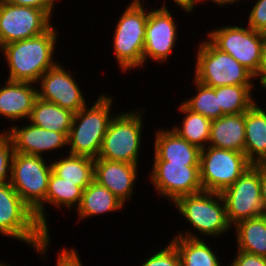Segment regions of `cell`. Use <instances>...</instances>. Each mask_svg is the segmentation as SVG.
<instances>
[{"label":"cell","instance_id":"obj_1","mask_svg":"<svg viewBox=\"0 0 266 266\" xmlns=\"http://www.w3.org/2000/svg\"><path fill=\"white\" fill-rule=\"evenodd\" d=\"M58 29L53 25L47 32L34 38L6 44L0 48L7 63V80L37 84L40 77L55 66ZM56 46V47H55Z\"/></svg>","mask_w":266,"mask_h":266},{"label":"cell","instance_id":"obj_2","mask_svg":"<svg viewBox=\"0 0 266 266\" xmlns=\"http://www.w3.org/2000/svg\"><path fill=\"white\" fill-rule=\"evenodd\" d=\"M26 243L36 254L48 253L50 235L37 221L34 211L21 199L10 182L0 184V236Z\"/></svg>","mask_w":266,"mask_h":266},{"label":"cell","instance_id":"obj_3","mask_svg":"<svg viewBox=\"0 0 266 266\" xmlns=\"http://www.w3.org/2000/svg\"><path fill=\"white\" fill-rule=\"evenodd\" d=\"M109 95L103 92L91 107L87 104L74 113L68 135L67 154L98 158L109 123L115 116L111 108L114 97Z\"/></svg>","mask_w":266,"mask_h":266},{"label":"cell","instance_id":"obj_4","mask_svg":"<svg viewBox=\"0 0 266 266\" xmlns=\"http://www.w3.org/2000/svg\"><path fill=\"white\" fill-rule=\"evenodd\" d=\"M144 6L143 1H131L113 30L114 56L123 73L143 67V49L148 20V8Z\"/></svg>","mask_w":266,"mask_h":266},{"label":"cell","instance_id":"obj_5","mask_svg":"<svg viewBox=\"0 0 266 266\" xmlns=\"http://www.w3.org/2000/svg\"><path fill=\"white\" fill-rule=\"evenodd\" d=\"M144 111L142 108L115 114L103 138L98 158L134 165L141 163L139 161L143 141V114L146 113Z\"/></svg>","mask_w":266,"mask_h":266},{"label":"cell","instance_id":"obj_6","mask_svg":"<svg viewBox=\"0 0 266 266\" xmlns=\"http://www.w3.org/2000/svg\"><path fill=\"white\" fill-rule=\"evenodd\" d=\"M194 79L209 87L254 85L256 77L208 38L198 43Z\"/></svg>","mask_w":266,"mask_h":266},{"label":"cell","instance_id":"obj_7","mask_svg":"<svg viewBox=\"0 0 266 266\" xmlns=\"http://www.w3.org/2000/svg\"><path fill=\"white\" fill-rule=\"evenodd\" d=\"M180 216L205 237H222L233 229L220 193L201 191L178 198L174 203ZM230 229V230H229Z\"/></svg>","mask_w":266,"mask_h":266},{"label":"cell","instance_id":"obj_8","mask_svg":"<svg viewBox=\"0 0 266 266\" xmlns=\"http://www.w3.org/2000/svg\"><path fill=\"white\" fill-rule=\"evenodd\" d=\"M207 34V38L218 49L230 54L256 78L259 76L263 61L265 33L254 31L248 26L230 24L209 30Z\"/></svg>","mask_w":266,"mask_h":266},{"label":"cell","instance_id":"obj_9","mask_svg":"<svg viewBox=\"0 0 266 266\" xmlns=\"http://www.w3.org/2000/svg\"><path fill=\"white\" fill-rule=\"evenodd\" d=\"M252 164L245 153L207 146L200 151L199 171L203 191L221 193Z\"/></svg>","mask_w":266,"mask_h":266},{"label":"cell","instance_id":"obj_10","mask_svg":"<svg viewBox=\"0 0 266 266\" xmlns=\"http://www.w3.org/2000/svg\"><path fill=\"white\" fill-rule=\"evenodd\" d=\"M51 173V162L45 161V157L15 152L10 184L21 199L35 211L45 201Z\"/></svg>","mask_w":266,"mask_h":266},{"label":"cell","instance_id":"obj_11","mask_svg":"<svg viewBox=\"0 0 266 266\" xmlns=\"http://www.w3.org/2000/svg\"><path fill=\"white\" fill-rule=\"evenodd\" d=\"M220 194L232 227L243 220L264 215L265 209L260 193V165L250 166Z\"/></svg>","mask_w":266,"mask_h":266},{"label":"cell","instance_id":"obj_12","mask_svg":"<svg viewBox=\"0 0 266 266\" xmlns=\"http://www.w3.org/2000/svg\"><path fill=\"white\" fill-rule=\"evenodd\" d=\"M52 21L44 10L3 0L0 3V48L44 34L53 26Z\"/></svg>","mask_w":266,"mask_h":266},{"label":"cell","instance_id":"obj_13","mask_svg":"<svg viewBox=\"0 0 266 266\" xmlns=\"http://www.w3.org/2000/svg\"><path fill=\"white\" fill-rule=\"evenodd\" d=\"M149 179L156 193L165 197L164 200H170V203L180 197L203 191L199 166L153 161Z\"/></svg>","mask_w":266,"mask_h":266},{"label":"cell","instance_id":"obj_14","mask_svg":"<svg viewBox=\"0 0 266 266\" xmlns=\"http://www.w3.org/2000/svg\"><path fill=\"white\" fill-rule=\"evenodd\" d=\"M154 9V10H153ZM178 26L171 10L167 8L166 1L160 8L148 9V20L145 31V44L143 49V66L148 61L167 64L170 55L176 47L178 40Z\"/></svg>","mask_w":266,"mask_h":266},{"label":"cell","instance_id":"obj_15","mask_svg":"<svg viewBox=\"0 0 266 266\" xmlns=\"http://www.w3.org/2000/svg\"><path fill=\"white\" fill-rule=\"evenodd\" d=\"M70 71L59 62L46 71L37 83L40 85V88H37L38 98L77 113L87 105V102L83 90L75 81L74 73Z\"/></svg>","mask_w":266,"mask_h":266},{"label":"cell","instance_id":"obj_16","mask_svg":"<svg viewBox=\"0 0 266 266\" xmlns=\"http://www.w3.org/2000/svg\"><path fill=\"white\" fill-rule=\"evenodd\" d=\"M3 130L12 141L16 153L41 156L51 151L61 150L68 146V136L65 133L49 131L31 122L26 125H13Z\"/></svg>","mask_w":266,"mask_h":266},{"label":"cell","instance_id":"obj_17","mask_svg":"<svg viewBox=\"0 0 266 266\" xmlns=\"http://www.w3.org/2000/svg\"><path fill=\"white\" fill-rule=\"evenodd\" d=\"M139 165L125 162L94 159V181L106 187L124 204L134 193L139 176Z\"/></svg>","mask_w":266,"mask_h":266},{"label":"cell","instance_id":"obj_18","mask_svg":"<svg viewBox=\"0 0 266 266\" xmlns=\"http://www.w3.org/2000/svg\"><path fill=\"white\" fill-rule=\"evenodd\" d=\"M2 86L0 85V117L10 122H21L24 119L28 122L38 98L37 85L7 80Z\"/></svg>","mask_w":266,"mask_h":266},{"label":"cell","instance_id":"obj_19","mask_svg":"<svg viewBox=\"0 0 266 266\" xmlns=\"http://www.w3.org/2000/svg\"><path fill=\"white\" fill-rule=\"evenodd\" d=\"M154 134L153 161L199 166L201 149L181 138L171 127L157 129Z\"/></svg>","mask_w":266,"mask_h":266},{"label":"cell","instance_id":"obj_20","mask_svg":"<svg viewBox=\"0 0 266 266\" xmlns=\"http://www.w3.org/2000/svg\"><path fill=\"white\" fill-rule=\"evenodd\" d=\"M82 192L83 190L75 185V183H69L52 172L49 178L45 201L34 211L39 224L50 234L49 224L47 223L48 219L46 220L48 218V212H46L45 208L46 203L58 210L65 207L71 211L74 207L75 209L79 207Z\"/></svg>","mask_w":266,"mask_h":266},{"label":"cell","instance_id":"obj_21","mask_svg":"<svg viewBox=\"0 0 266 266\" xmlns=\"http://www.w3.org/2000/svg\"><path fill=\"white\" fill-rule=\"evenodd\" d=\"M178 232L170 242L178 251L181 266H222L217 252L199 234L192 230Z\"/></svg>","mask_w":266,"mask_h":266},{"label":"cell","instance_id":"obj_22","mask_svg":"<svg viewBox=\"0 0 266 266\" xmlns=\"http://www.w3.org/2000/svg\"><path fill=\"white\" fill-rule=\"evenodd\" d=\"M245 155L252 165H266V108L257 102L245 112Z\"/></svg>","mask_w":266,"mask_h":266},{"label":"cell","instance_id":"obj_23","mask_svg":"<svg viewBox=\"0 0 266 266\" xmlns=\"http://www.w3.org/2000/svg\"><path fill=\"white\" fill-rule=\"evenodd\" d=\"M208 145L245 153V113L213 119Z\"/></svg>","mask_w":266,"mask_h":266},{"label":"cell","instance_id":"obj_24","mask_svg":"<svg viewBox=\"0 0 266 266\" xmlns=\"http://www.w3.org/2000/svg\"><path fill=\"white\" fill-rule=\"evenodd\" d=\"M125 207L106 187L92 181L82 192V199L79 207L75 210L79 220L88 219L94 216H101L109 212H117Z\"/></svg>","mask_w":266,"mask_h":266},{"label":"cell","instance_id":"obj_25","mask_svg":"<svg viewBox=\"0 0 266 266\" xmlns=\"http://www.w3.org/2000/svg\"><path fill=\"white\" fill-rule=\"evenodd\" d=\"M73 116L72 111L37 98L28 121L46 130L65 133L68 136Z\"/></svg>","mask_w":266,"mask_h":266},{"label":"cell","instance_id":"obj_26","mask_svg":"<svg viewBox=\"0 0 266 266\" xmlns=\"http://www.w3.org/2000/svg\"><path fill=\"white\" fill-rule=\"evenodd\" d=\"M62 157V158H61ZM52 172L84 190L94 180V159L68 154L51 160Z\"/></svg>","mask_w":266,"mask_h":266},{"label":"cell","instance_id":"obj_27","mask_svg":"<svg viewBox=\"0 0 266 266\" xmlns=\"http://www.w3.org/2000/svg\"><path fill=\"white\" fill-rule=\"evenodd\" d=\"M237 250L266 257V214L233 226Z\"/></svg>","mask_w":266,"mask_h":266},{"label":"cell","instance_id":"obj_28","mask_svg":"<svg viewBox=\"0 0 266 266\" xmlns=\"http://www.w3.org/2000/svg\"><path fill=\"white\" fill-rule=\"evenodd\" d=\"M179 112L183 113L181 124L172 126L181 138L197 146L199 149L206 148L210 140L211 119L201 114L192 112L183 103L179 106Z\"/></svg>","mask_w":266,"mask_h":266},{"label":"cell","instance_id":"obj_29","mask_svg":"<svg viewBox=\"0 0 266 266\" xmlns=\"http://www.w3.org/2000/svg\"><path fill=\"white\" fill-rule=\"evenodd\" d=\"M255 85H226L215 87L219 106L225 114L245 113L257 100L253 97Z\"/></svg>","mask_w":266,"mask_h":266},{"label":"cell","instance_id":"obj_30","mask_svg":"<svg viewBox=\"0 0 266 266\" xmlns=\"http://www.w3.org/2000/svg\"><path fill=\"white\" fill-rule=\"evenodd\" d=\"M196 94L187 98L182 103L192 112L198 113L211 120L218 119L225 115L219 106L218 95L215 94V87L206 86L193 78Z\"/></svg>","mask_w":266,"mask_h":266},{"label":"cell","instance_id":"obj_31","mask_svg":"<svg viewBox=\"0 0 266 266\" xmlns=\"http://www.w3.org/2000/svg\"><path fill=\"white\" fill-rule=\"evenodd\" d=\"M160 248L148 256L147 260H143L140 266H181L178 251L171 242L167 243L164 248Z\"/></svg>","mask_w":266,"mask_h":266},{"label":"cell","instance_id":"obj_32","mask_svg":"<svg viewBox=\"0 0 266 266\" xmlns=\"http://www.w3.org/2000/svg\"><path fill=\"white\" fill-rule=\"evenodd\" d=\"M14 153L11 139L2 132L0 134V184L11 181Z\"/></svg>","mask_w":266,"mask_h":266},{"label":"cell","instance_id":"obj_33","mask_svg":"<svg viewBox=\"0 0 266 266\" xmlns=\"http://www.w3.org/2000/svg\"><path fill=\"white\" fill-rule=\"evenodd\" d=\"M256 1V2H255ZM249 11L248 27L254 31L266 33V0H254Z\"/></svg>","mask_w":266,"mask_h":266},{"label":"cell","instance_id":"obj_34","mask_svg":"<svg viewBox=\"0 0 266 266\" xmlns=\"http://www.w3.org/2000/svg\"><path fill=\"white\" fill-rule=\"evenodd\" d=\"M233 262L228 266H266V257L250 254L244 251H236Z\"/></svg>","mask_w":266,"mask_h":266},{"label":"cell","instance_id":"obj_35","mask_svg":"<svg viewBox=\"0 0 266 266\" xmlns=\"http://www.w3.org/2000/svg\"><path fill=\"white\" fill-rule=\"evenodd\" d=\"M7 2L19 5V6H28L34 7L37 9L44 10L53 20V12L56 7L57 1L59 0H6Z\"/></svg>","mask_w":266,"mask_h":266},{"label":"cell","instance_id":"obj_36","mask_svg":"<svg viewBox=\"0 0 266 266\" xmlns=\"http://www.w3.org/2000/svg\"><path fill=\"white\" fill-rule=\"evenodd\" d=\"M56 266H83L79 253L72 246V249L64 247L58 252Z\"/></svg>","mask_w":266,"mask_h":266},{"label":"cell","instance_id":"obj_37","mask_svg":"<svg viewBox=\"0 0 266 266\" xmlns=\"http://www.w3.org/2000/svg\"><path fill=\"white\" fill-rule=\"evenodd\" d=\"M178 5V8L182 9V11L186 12L185 14H190L195 11V6L198 4V0H171Z\"/></svg>","mask_w":266,"mask_h":266},{"label":"cell","instance_id":"obj_38","mask_svg":"<svg viewBox=\"0 0 266 266\" xmlns=\"http://www.w3.org/2000/svg\"><path fill=\"white\" fill-rule=\"evenodd\" d=\"M260 193L266 214V165H260Z\"/></svg>","mask_w":266,"mask_h":266},{"label":"cell","instance_id":"obj_39","mask_svg":"<svg viewBox=\"0 0 266 266\" xmlns=\"http://www.w3.org/2000/svg\"><path fill=\"white\" fill-rule=\"evenodd\" d=\"M257 79H258V82H260L259 87L266 90V39H265L264 46H263V61L261 65V70L256 80Z\"/></svg>","mask_w":266,"mask_h":266},{"label":"cell","instance_id":"obj_40","mask_svg":"<svg viewBox=\"0 0 266 266\" xmlns=\"http://www.w3.org/2000/svg\"><path fill=\"white\" fill-rule=\"evenodd\" d=\"M208 2H211L213 4H216L218 7H225L227 5H233V4H238L241 0H198V3H203L205 4ZM243 1V0H242Z\"/></svg>","mask_w":266,"mask_h":266}]
</instances>
